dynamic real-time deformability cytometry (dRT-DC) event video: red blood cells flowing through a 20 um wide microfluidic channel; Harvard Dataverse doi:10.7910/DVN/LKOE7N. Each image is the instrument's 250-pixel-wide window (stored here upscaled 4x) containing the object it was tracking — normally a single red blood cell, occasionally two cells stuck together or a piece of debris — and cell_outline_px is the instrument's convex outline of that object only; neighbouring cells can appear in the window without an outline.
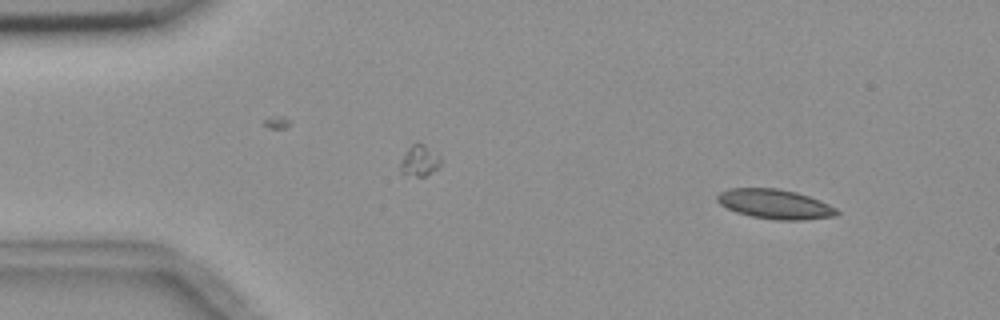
{"species": "common noctule bat (a hibernating species)", "species_latin": "Nyctalus noctula", "temperature_condition": "room temperature", "stored_images_in_passage": 3, "camera_frame_rate_fps": 3000, "um_per_image_px": 0.085, "animal": {"sex": "female", "body_mass_g": 18.4}, "frame": {"image": 1, "passage_image": 1, "time_ms": 0.0, "image_size_px": [1000, 320], "cell_outline_px": [[840, 212], [836, 216], [804, 220], [776, 220], [752, 216], [736, 212], [720, 204], [716, 200], [716, 196], [720, 192], [728, 188], [776, 188], [796, 192], [820, 200], [836, 208]], "centroid_in_image_um": [65.87, 17.35], "position_along_channel_um": 19.1, "area_um2": 20.63}}
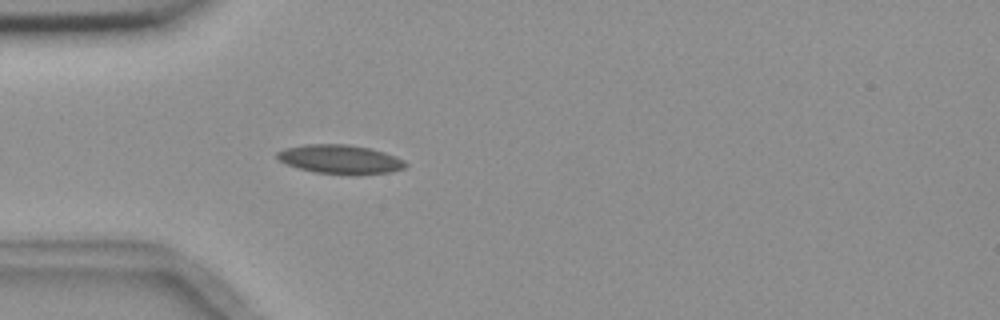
{"frame": {"image": 2, "passage_image": 3, "time_ms": 3.333, "image_size_px": [1000, 320], "cell_outline_px": [[408, 164], [404, 168], [392, 172], [356, 176], [352, 176], [312, 172], [284, 164], [276, 156], [276, 152], [284, 148], [304, 144], [348, 144], [368, 148], [384, 152], [396, 156], [404, 160]], "centroid_in_image_um": [28.91, 13.56], "position_along_channel_um": 56.1, "area_um2": 22.25}}